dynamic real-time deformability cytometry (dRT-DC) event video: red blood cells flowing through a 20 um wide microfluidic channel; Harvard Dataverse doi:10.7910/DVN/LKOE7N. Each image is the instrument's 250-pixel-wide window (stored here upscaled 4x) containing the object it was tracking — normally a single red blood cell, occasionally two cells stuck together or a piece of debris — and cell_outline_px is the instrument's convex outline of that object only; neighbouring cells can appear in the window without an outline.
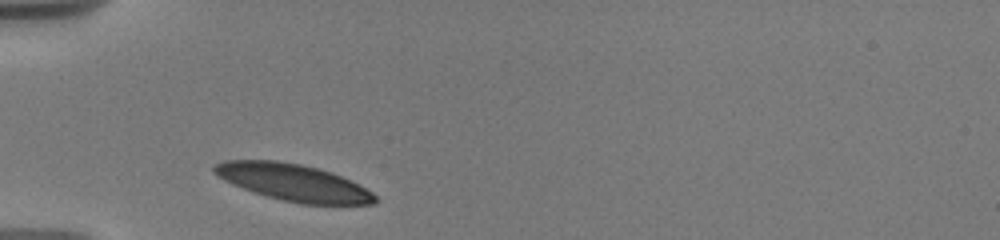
{"species": "human", "species_latin": "Homo sapiens", "temperature_condition": "warm", "stored_images_in_passage": 13, "camera_frame_rate_fps": 3000, "um_per_image_px": 0.085, "donor": {"sex": "male"}, "frame": {"image": 1, "passage_image": 1, "time_ms": 0.0, "image_size_px": [1000, 240], "cell_outline_px": [[376, 204], [300, 204], [268, 196], [232, 184], [216, 176], [212, 172], [212, 168], [216, 164], [224, 160], [276, 160], [300, 164], [332, 172], [372, 192], [376, 196]], "centroid_in_image_um": [24.89, 15.5], "position_along_channel_um": 60.1, "area_um2": 34.1}}
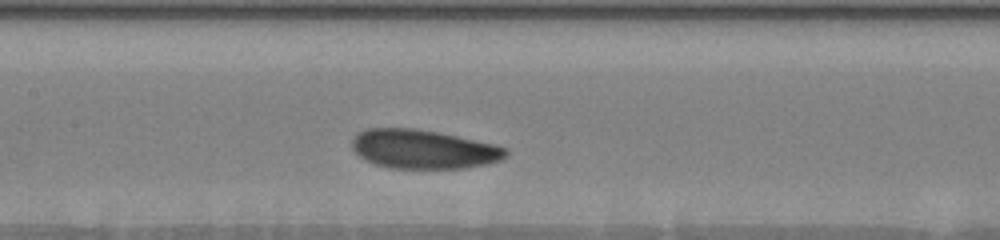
{"frame": {"image": 2, "passage_image": 6, "time_ms": 3.333, "image_size_px": [1000, 240], "cell_outline_px": [[508, 156], [500, 160], [488, 164], [464, 168], [392, 168], [376, 164], [364, 160], [352, 148], [352, 140], [356, 132], [368, 128], [412, 128], [436, 132], [496, 144], [508, 148]], "centroid_in_image_um": [36.0, 12.68], "position_along_channel_um": 171.4, "area_um2": 35.03}}
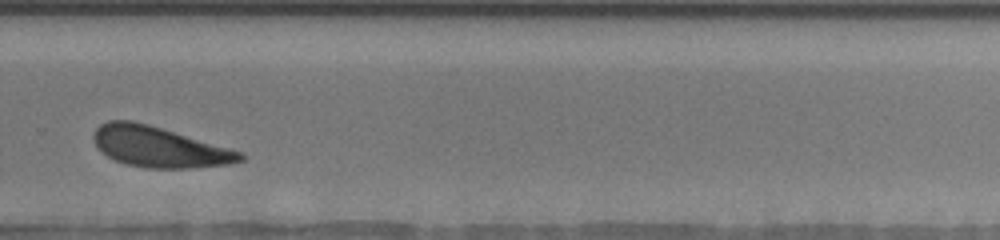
{"frame": {"image": 3, "passage_image": 12, "time_ms": 7.333, "image_size_px": [1000, 240], "cell_outline_px": [[244, 160], [228, 164], [192, 168], [144, 168], [124, 164], [100, 152], [96, 148], [92, 140], [92, 136], [96, 128], [100, 124], [108, 120], [132, 120], [148, 124], [244, 152]], "centroid_in_image_um": [13.49, 12.49], "position_along_channel_um": 316.3, "area_um2": 34.91}}